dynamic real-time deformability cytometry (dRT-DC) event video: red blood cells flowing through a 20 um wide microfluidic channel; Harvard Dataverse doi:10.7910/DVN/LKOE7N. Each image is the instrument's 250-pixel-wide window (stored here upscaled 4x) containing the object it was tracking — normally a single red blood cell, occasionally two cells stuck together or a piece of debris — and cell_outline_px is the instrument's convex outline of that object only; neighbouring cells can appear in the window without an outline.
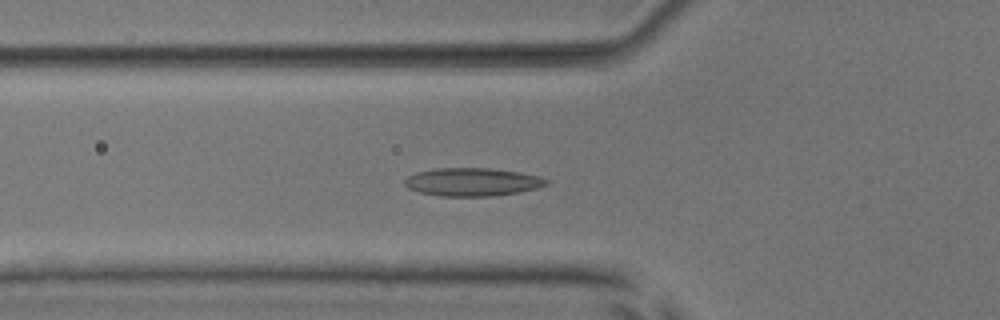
{"species": "common noctule bat (a hibernating species)", "species_latin": "Nyctalus noctula", "temperature_condition": "room temperature", "stored_images_in_passage": 52, "camera_frame_rate_fps": 3000, "um_per_image_px": 0.085, "animal": {"sex": "male", "body_mass_g": 17.9, "forearm_length_mm": 54.2}, "frame": {"image": 1, "passage_image": 19, "time_ms": 6.0, "image_size_px": [1000, 320], "cell_outline_px": [[548, 184], [536, 188], [496, 196], [444, 196], [420, 192], [408, 188], [404, 184], [404, 180], [408, 176], [416, 172], [436, 168], [492, 168], [540, 176], [548, 180]], "centroid_in_image_um": [40.13, 15.46], "position_along_channel_um": 85.7, "area_um2": 23.06}}
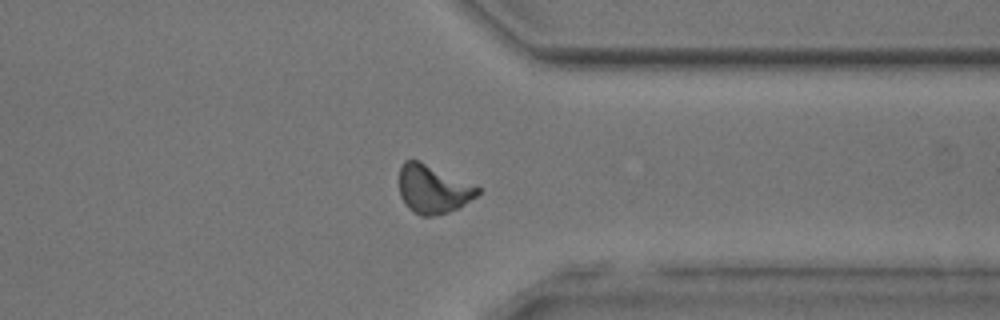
{"frame": {"image": 2, "passage_image": 41, "time_ms": 13.333, "image_size_px": [1000, 320], "cell_outline_px": [[480, 192], [476, 196], [460, 208], [448, 212], [432, 216], [420, 216], [408, 208], [404, 204], [400, 196], [400, 168], [404, 160], [420, 160], [480, 188]], "centroid_in_image_um": [36.79, 16.09], "position_along_channel_um": 374.6, "area_um2": 22.08}}
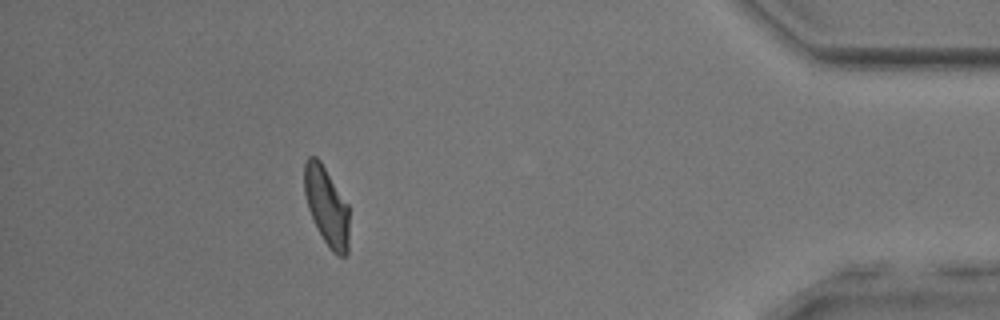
{"frame": {"image": 3, "passage_image": 47, "time_ms": 15.333, "image_size_px": [1000, 320], "cell_outline_px": [[348, 252], [344, 256], [340, 256], [332, 252], [324, 240], [308, 208], [304, 192], [304, 164], [308, 156], [316, 156], [320, 160], [348, 204]], "centroid_in_image_um": [27.76, 17.49], "position_along_channel_um": 407.4, "area_um2": 20.29}, "authors_computed_cell_mechanics": {"area_um2": 21.4149, "velocity_mm_per_s": 3.9674, "shape_relaxation_time_tau1_ms": 4.6487, "shape_relaxation_time_tau2_ms": 1.9013, "deformation_change_tau1": 0.1289, "deformation_change_tau2": 0.0901}}